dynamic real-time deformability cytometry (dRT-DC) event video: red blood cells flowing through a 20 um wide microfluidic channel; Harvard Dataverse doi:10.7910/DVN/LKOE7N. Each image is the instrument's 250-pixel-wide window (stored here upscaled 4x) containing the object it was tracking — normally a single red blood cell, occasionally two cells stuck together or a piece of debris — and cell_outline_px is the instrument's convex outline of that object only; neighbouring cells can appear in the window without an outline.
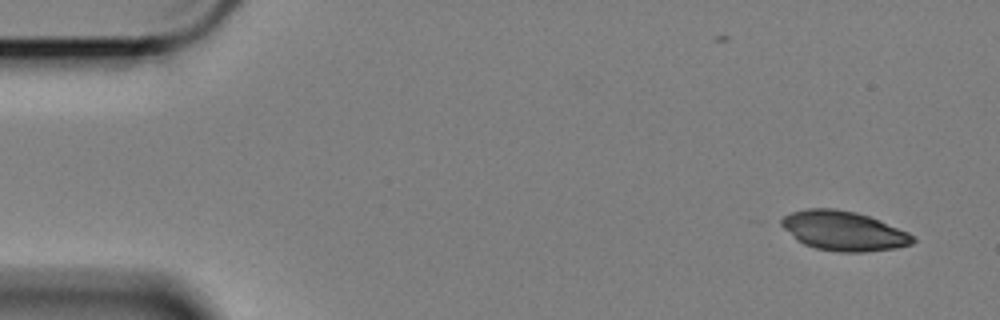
{"species": "Egyptian fruit bat (a non-hibernating species)", "species_latin": "Rousettus aegyptiacus", "temperature_condition": "cold", "stored_images_in_passage": 29, "camera_frame_rate_fps": 3000, "um_per_image_px": 0.085, "animal": {"sex": "female"}, "frame": {"image": 1, "passage_image": 1, "time_ms": 0.0, "image_size_px": [1000, 320], "cell_outline_px": [[916, 240], [912, 244], [896, 248], [864, 252], [840, 252], [816, 248], [804, 244], [796, 240], [780, 224], [780, 220], [784, 216], [792, 212], [808, 208], [836, 208], [856, 212], [880, 220], [908, 232]], "centroid_in_image_um": [71.7, 19.62], "position_along_channel_um": 13.3, "area_um2": 30.23}}
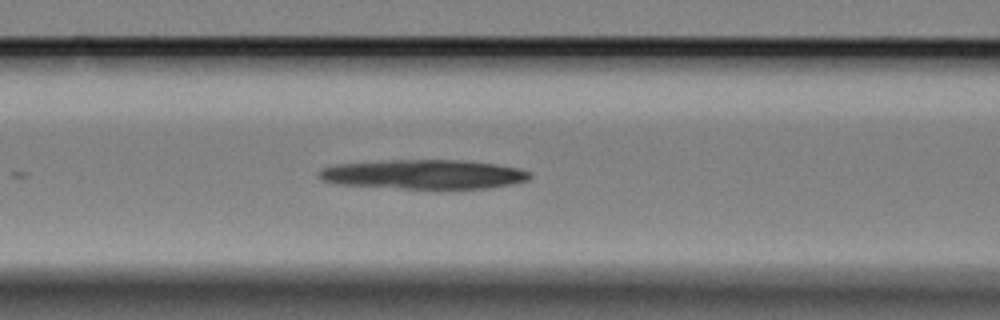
{"frame": {"image": 2, "passage_image": 21, "time_ms": 6.667, "image_size_px": [1000, 320], "cell_outline_px": [[532, 176], [528, 180], [512, 184], [488, 188], [404, 188], [332, 184], [320, 180], [316, 176], [316, 172], [320, 168], [332, 164], [380, 160], [456, 160], [496, 164], [520, 168], [532, 172]], "centroid_in_image_um": [35.92, 14.81], "position_along_channel_um": 130.7, "area_um2": 36.53}}